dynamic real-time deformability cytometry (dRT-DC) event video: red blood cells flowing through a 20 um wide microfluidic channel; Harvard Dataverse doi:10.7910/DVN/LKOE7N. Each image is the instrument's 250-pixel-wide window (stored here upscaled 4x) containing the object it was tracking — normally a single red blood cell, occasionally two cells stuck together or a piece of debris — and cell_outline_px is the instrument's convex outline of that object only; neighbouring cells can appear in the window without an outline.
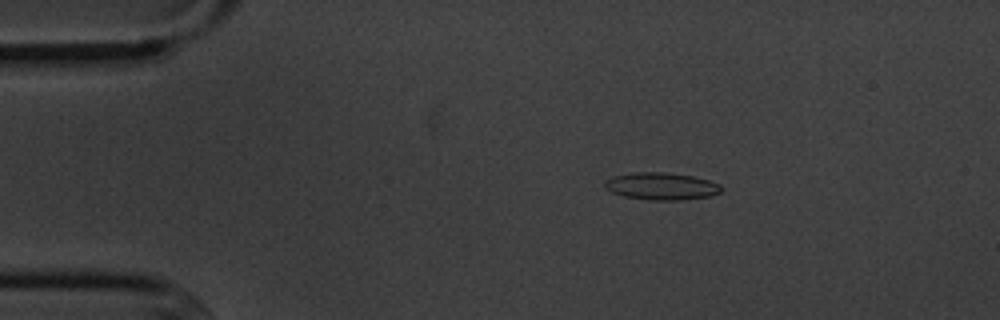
{"species": "common noctule bat (a hibernating species)", "species_latin": "Nyctalus noctula", "temperature_condition": "cold", "stored_images_in_passage": 4, "camera_frame_rate_fps": 3000, "um_per_image_px": 0.085, "animal": {"sex": "male", "body_mass_g": 20.1, "forearm_length_mm": 53.5}, "frame": {"image": 1, "passage_image": 2, "time_ms": 1.0, "image_size_px": [1000, 320], "cell_outline_px": [[724, 188], [720, 192], [712, 196], [680, 200], [652, 200], [624, 196], [612, 192], [604, 188], [604, 180], [612, 176], [632, 172], [664, 172], [692, 176], [708, 180], [720, 184]], "centroid_in_image_um": [56.21, 15.82], "position_along_channel_um": 28.8, "area_um2": 18.67}}